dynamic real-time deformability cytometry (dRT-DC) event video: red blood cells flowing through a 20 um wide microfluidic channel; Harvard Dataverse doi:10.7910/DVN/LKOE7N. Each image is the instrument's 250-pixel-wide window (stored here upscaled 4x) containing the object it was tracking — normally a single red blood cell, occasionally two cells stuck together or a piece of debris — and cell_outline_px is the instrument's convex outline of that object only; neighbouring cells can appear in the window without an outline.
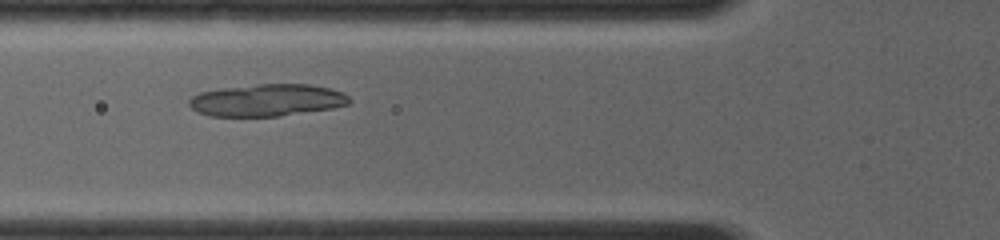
{"species": "common noctule bat (a hibernating species)", "species_latin": "Nyctalus noctula", "temperature_condition": "room temperature", "stored_images_in_passage": 10, "camera_frame_rate_fps": 4000, "um_per_image_px": 0.085, "animal": {"sex": "female", "body_mass_g": 19.0, "forearm_length_mm": 56.7}, "frame": {"image": 1, "passage_image": 7, "time_ms": 3.0, "image_size_px": [1000, 240], "cell_outline_px": [[352, 100], [348, 104], [332, 108], [280, 116], [208, 116], [196, 112], [188, 104], [188, 100], [192, 96], [200, 92], [220, 88], [260, 84], [308, 84], [332, 88], [344, 92]], "centroid_in_image_um": [22.69, 8.51], "position_along_channel_um": 103.1, "area_um2": 30.23}}
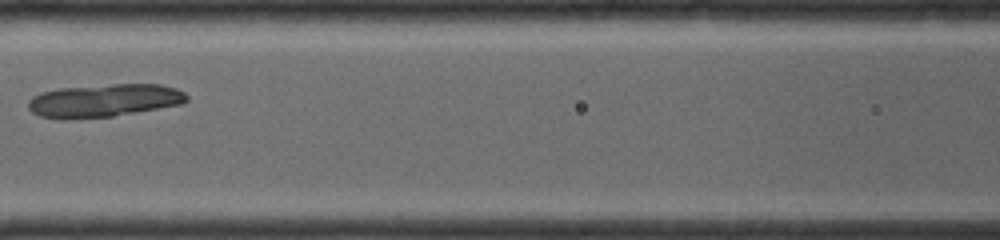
{"frame": {"image": 2, "passage_image": 9, "time_ms": 4.25, "image_size_px": [1000, 240], "cell_outline_px": [[188, 100], [184, 104], [112, 116], [64, 120], [60, 120], [40, 116], [32, 112], [28, 108], [28, 100], [32, 96], [40, 92], [60, 88], [112, 84], [160, 84], [176, 88], [184, 92], [188, 96]], "centroid_in_image_um": [8.83, 8.55], "position_along_channel_um": 157.8, "area_um2": 30.81}}